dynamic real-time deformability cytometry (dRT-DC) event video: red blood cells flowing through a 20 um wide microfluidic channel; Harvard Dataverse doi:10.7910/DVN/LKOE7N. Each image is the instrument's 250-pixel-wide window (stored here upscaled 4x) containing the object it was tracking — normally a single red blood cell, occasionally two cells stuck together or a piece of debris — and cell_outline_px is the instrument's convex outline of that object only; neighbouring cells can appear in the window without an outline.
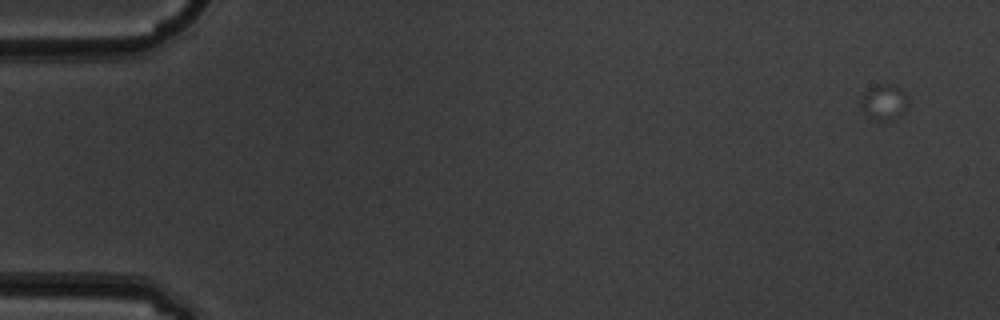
{"species": "common noctule bat (a hibernating species)", "species_latin": "Nyctalus noctula", "temperature_condition": "warm", "stored_images_in_passage": 2, "camera_frame_rate_fps": 3000, "um_per_image_px": 0.085, "animal": {"sex": "male", "body_mass_g": 19.5, "forearm_length_mm": 54.6}, "frame": {"image": 1, "passage_image": 1, "time_ms": 0.0, "image_size_px": [1000, 320], "cell_outline_px": [[908, 104], [900, 116], [896, 120], [880, 124], [868, 116], [860, 104], [860, 100], [864, 92], [868, 88], [876, 84], [896, 84], [900, 88], [908, 100]], "centroid_in_image_um": [75.14, 8.72], "position_along_channel_um": 9.9, "area_um2": 10.23}}